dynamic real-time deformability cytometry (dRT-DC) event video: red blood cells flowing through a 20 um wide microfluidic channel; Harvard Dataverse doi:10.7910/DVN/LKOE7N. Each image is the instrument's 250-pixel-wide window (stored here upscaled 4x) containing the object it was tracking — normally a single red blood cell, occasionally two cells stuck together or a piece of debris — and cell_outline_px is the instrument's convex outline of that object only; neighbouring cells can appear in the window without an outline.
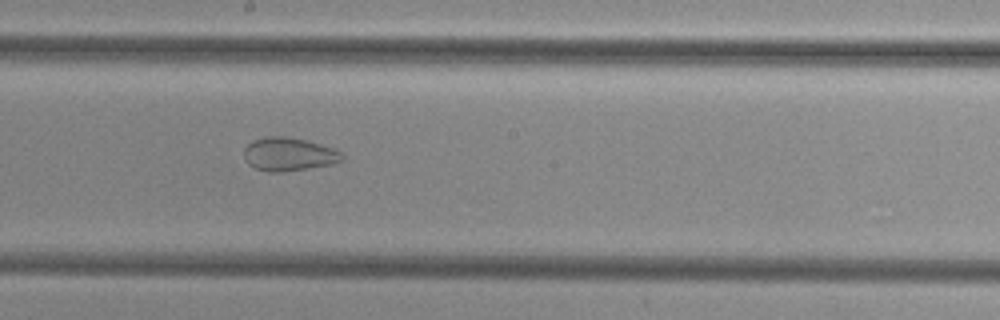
{"species": "common noctule bat (a hibernating species)", "species_latin": "Nyctalus noctula", "temperature_condition": "cold", "stored_images_in_passage": 30, "camera_frame_rate_fps": 3000, "um_per_image_px": 0.085, "animal": {"sex": "female", "body_mass_g": 29.2, "forearm_length_mm": 56.3}, "frame": {"image": 1, "passage_image": 12, "time_ms": 3.667, "image_size_px": [1000, 320], "cell_outline_px": [[344, 160], [332, 164], [284, 172], [268, 172], [256, 168], [248, 164], [244, 160], [244, 148], [252, 140], [264, 136], [284, 136], [304, 140], [332, 148], [340, 152], [344, 156]], "centroid_in_image_um": [24.5, 13.11], "position_along_channel_um": 223.7, "area_um2": 19.07}}
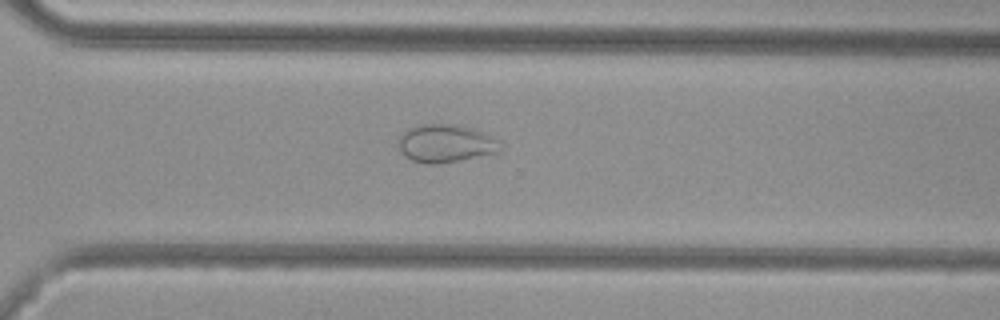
{"frame": {"image": 2, "passage_image": 20, "time_ms": 6.333, "image_size_px": [1000, 320], "cell_outline_px": [[500, 152], [460, 160], [436, 164], [424, 164], [412, 160], [404, 156], [400, 148], [400, 136], [408, 128], [424, 124], [452, 124], [472, 128], [484, 132], [492, 136], [496, 140], [500, 148]], "centroid_in_image_um": [37.88, 12.2], "position_along_channel_um": 332.7, "area_um2": 22.31}}
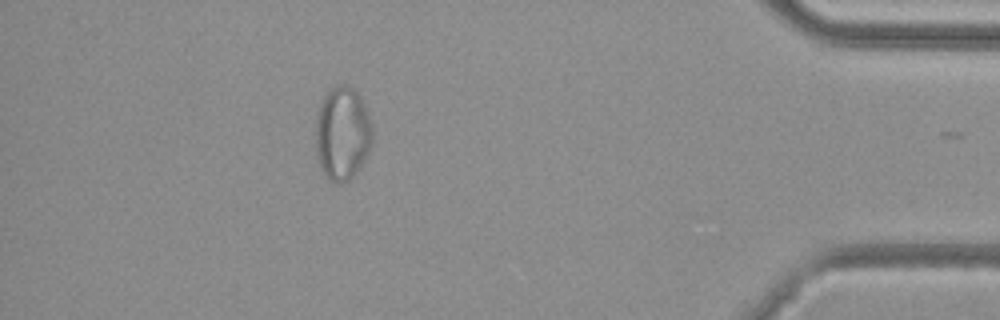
{"frame": {"image": 3, "passage_image": 29, "time_ms": 9.333, "image_size_px": [1000, 320], "cell_outline_px": [[372, 144], [360, 168], [348, 180], [340, 184], [336, 184], [328, 180], [320, 168], [316, 156], [316, 112], [328, 88], [340, 84], [348, 84], [356, 88], [364, 104], [372, 124]], "centroid_in_image_um": [29.09, 11.32], "position_along_channel_um": 406.1, "area_um2": 31.62}}